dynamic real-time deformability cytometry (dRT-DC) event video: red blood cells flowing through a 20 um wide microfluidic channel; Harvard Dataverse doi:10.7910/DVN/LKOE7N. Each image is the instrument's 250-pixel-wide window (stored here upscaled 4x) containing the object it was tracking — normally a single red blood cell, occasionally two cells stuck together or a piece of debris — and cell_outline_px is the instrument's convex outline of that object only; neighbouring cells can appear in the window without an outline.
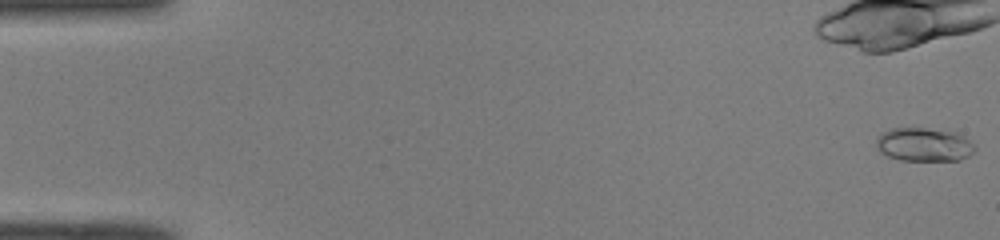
{"species": "common noctule bat (a hibernating species)", "species_latin": "Nyctalus noctula", "temperature_condition": "room temperature", "stored_images_in_passage": 18, "camera_frame_rate_fps": 3000, "um_per_image_px": 0.085, "animal": {"sex": "male", "body_mass_g": 19.0, "forearm_length_mm": 50.8}, "frame": {"image": 1, "passage_image": 1, "time_ms": 0.0, "image_size_px": [1000, 240], "cell_outline_px": [[976, 152], [960, 160], [900, 160], [888, 156], [880, 152], [876, 148], [876, 140], [880, 132], [892, 128], [924, 128], [956, 132], [964, 136], [976, 148]], "centroid_in_image_um": [78.52, 12.29], "position_along_channel_um": 6.5, "area_um2": 19.42}}